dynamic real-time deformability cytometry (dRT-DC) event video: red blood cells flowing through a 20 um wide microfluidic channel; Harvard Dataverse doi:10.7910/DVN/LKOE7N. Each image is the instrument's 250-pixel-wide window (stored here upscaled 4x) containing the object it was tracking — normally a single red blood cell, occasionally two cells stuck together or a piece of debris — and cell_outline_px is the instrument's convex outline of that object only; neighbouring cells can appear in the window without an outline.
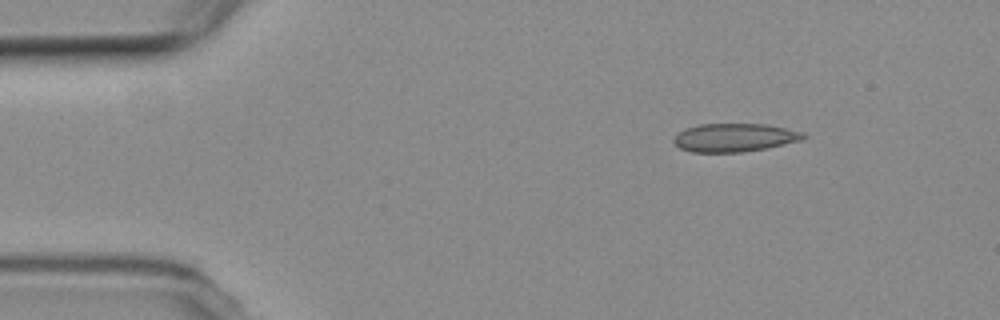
{"species": "common noctule bat (a hibernating species)", "species_latin": "Nyctalus noctula", "temperature_condition": "room temperature", "stored_images_in_passage": 6, "camera_frame_rate_fps": 3000, "um_per_image_px": 0.085, "animal": {"sex": "female", "body_mass_g": 19.3, "forearm_length_mm": 54.1}, "frame": {"image": 1, "passage_image": 3, "time_ms": 2.333, "image_size_px": [1000, 320], "cell_outline_px": [[808, 136], [804, 140], [744, 152], [692, 152], [680, 148], [672, 140], [680, 132], [688, 128], [700, 124], [764, 124], [804, 132]], "centroid_in_image_um": [62.47, 11.7], "position_along_channel_um": 22.5, "area_um2": 21.21}}
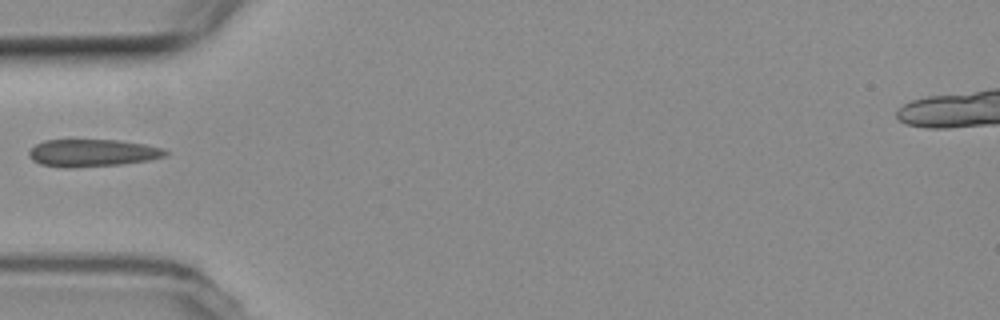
{"frame": {"image": 2, "passage_image": 6, "time_ms": 6.0, "image_size_px": [1000, 320], "cell_outline_px": [[168, 152], [164, 156], [148, 160], [120, 164], [72, 168], [64, 168], [40, 164], [32, 160], [28, 156], [28, 152], [36, 144], [44, 140], [120, 140], [144, 144], [164, 148]], "centroid_in_image_um": [7.82, 13.0], "position_along_channel_um": 77.2, "area_um2": 21.79}}